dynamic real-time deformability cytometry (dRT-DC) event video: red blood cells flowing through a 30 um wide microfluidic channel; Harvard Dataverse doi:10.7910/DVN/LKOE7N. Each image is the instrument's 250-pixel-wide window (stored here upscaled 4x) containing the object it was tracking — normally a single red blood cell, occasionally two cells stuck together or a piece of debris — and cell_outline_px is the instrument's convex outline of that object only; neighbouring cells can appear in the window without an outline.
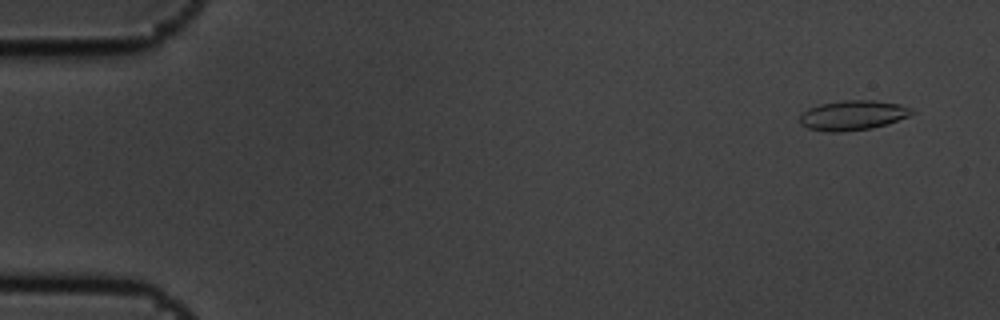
{"species": "common noctule bat (a hibernating species)", "species_latin": "Nyctalus noctula", "temperature_condition": "cold", "stored_images_in_passage": 5, "camera_frame_rate_fps": 3000, "um_per_image_px": 0.085, "animal": {"sex": "male", "body_mass_g": 19.5, "forearm_length_mm": 54.6}, "frame": {"image": 1, "passage_image": 2, "time_ms": 0.333, "image_size_px": [1000, 320], "cell_outline_px": [[916, 112], [908, 116], [888, 124], [872, 128], [840, 132], [824, 132], [808, 128], [800, 124], [800, 116], [808, 108], [820, 104], [844, 100], [872, 100], [900, 104], [912, 108]], "centroid_in_image_um": [72.5, 9.8], "position_along_channel_um": 12.5, "area_um2": 19.54}}